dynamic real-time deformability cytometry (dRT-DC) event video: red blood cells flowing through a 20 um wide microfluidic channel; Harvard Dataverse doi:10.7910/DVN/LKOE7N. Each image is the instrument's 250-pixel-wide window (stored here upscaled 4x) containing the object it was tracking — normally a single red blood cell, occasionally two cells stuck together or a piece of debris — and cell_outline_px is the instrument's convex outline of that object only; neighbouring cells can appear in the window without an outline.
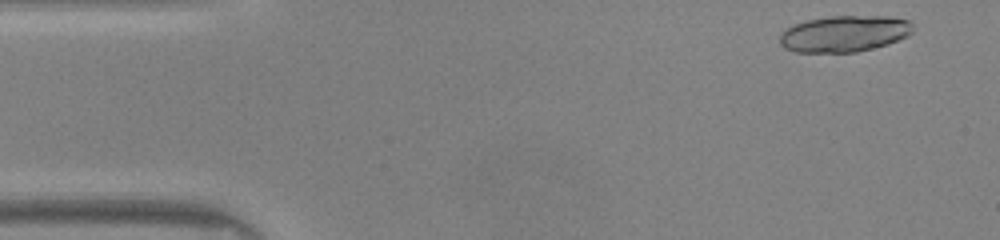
{"species": "common noctule bat (a hibernating species)", "species_latin": "Nyctalus noctula", "temperature_condition": "warm", "stored_images_in_passage": 46, "camera_frame_rate_fps": 3000, "um_per_image_px": 0.085, "animal": {"sex": "male", "body_mass_g": 20.0, "forearm_length_mm": 53.3}, "frame": {"image": 1, "passage_image": 2, "time_ms": 0.333, "image_size_px": [1000, 240], "cell_outline_px": [[912, 32], [908, 36], [888, 44], [856, 52], [796, 52], [784, 48], [780, 44], [780, 32], [796, 24], [808, 20], [828, 16], [892, 16], [908, 20], [912, 24]], "centroid_in_image_um": [71.78, 2.86], "position_along_channel_um": 13.2, "area_um2": 28.21}, "authors_computed_cell_mechanics": {"area_um2": 18.8428, "velocity_mm_per_s": 4.1691, "shape_relaxation_time_tau1_ms": 3.5411, "shape_relaxation_time_tau2_ms": 1.6223, "deformation_change_tau1": 0.182, "deformation_change_tau2": 0.0692}}